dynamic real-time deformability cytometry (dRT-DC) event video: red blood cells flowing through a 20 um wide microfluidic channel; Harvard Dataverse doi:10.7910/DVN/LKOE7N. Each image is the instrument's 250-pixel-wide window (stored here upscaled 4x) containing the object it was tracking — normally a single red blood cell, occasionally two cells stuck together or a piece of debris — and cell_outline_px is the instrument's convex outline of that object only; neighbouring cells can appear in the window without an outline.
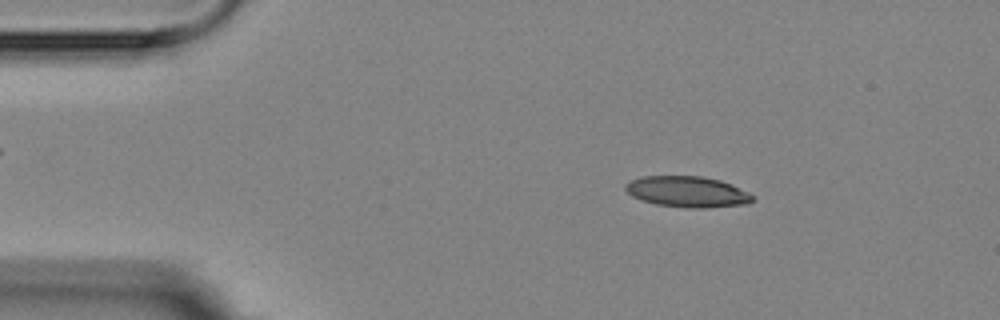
{"species": "Egyptian fruit bat (a non-hibernating species)", "species_latin": "Rousettus aegyptiacus", "temperature_condition": "room temperature", "stored_images_in_passage": 4, "camera_frame_rate_fps": 3000, "um_per_image_px": 0.085, "animal": {"sex": "female"}, "frame": {"image": 1, "passage_image": 2, "time_ms": 1.0, "image_size_px": [1000, 320], "cell_outline_px": [[752, 200], [748, 204], [704, 208], [688, 208], [656, 204], [640, 200], [632, 196], [624, 188], [624, 184], [628, 180], [640, 176], [700, 176], [720, 180], [732, 184], [748, 192], [752, 196]], "centroid_in_image_um": [58.38, 16.29], "position_along_channel_um": 26.6, "area_um2": 23.06}}
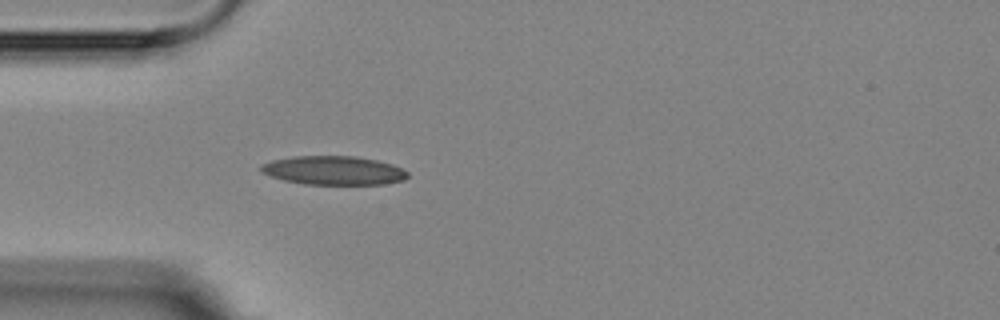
{"frame": {"image": 2, "passage_image": 4, "time_ms": 3.333, "image_size_px": [1000, 320], "cell_outline_px": [[408, 176], [404, 180], [384, 184], [304, 184], [284, 180], [272, 176], [264, 172], [260, 168], [260, 164], [272, 160], [292, 156], [356, 156], [376, 160], [392, 164], [408, 172]], "centroid_in_image_um": [28.36, 14.48], "position_along_channel_um": 56.6, "area_um2": 24.51}}